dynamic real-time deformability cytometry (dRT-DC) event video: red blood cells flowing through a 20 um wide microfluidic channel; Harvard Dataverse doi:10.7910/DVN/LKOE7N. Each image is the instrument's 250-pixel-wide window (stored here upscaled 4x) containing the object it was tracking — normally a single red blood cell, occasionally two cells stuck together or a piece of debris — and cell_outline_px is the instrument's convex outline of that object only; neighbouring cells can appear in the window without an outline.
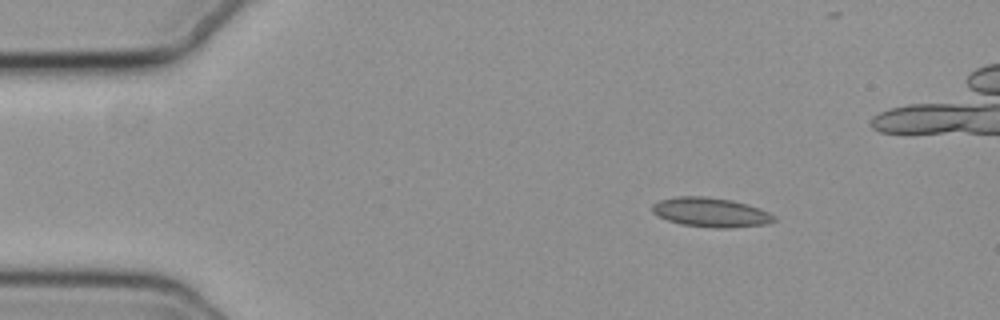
{"species": "common noctule bat (a hibernating species)", "species_latin": "Nyctalus noctula", "temperature_condition": "cold", "stored_images_in_passage": 49, "camera_frame_rate_fps": 3000, "um_per_image_px": 0.085, "animal": {"sex": "female", "body_mass_g": 19.3, "forearm_length_mm": 54.1}, "frame": {"image": 1, "passage_image": 8, "time_ms": 2.333, "image_size_px": [1000, 320], "cell_outline_px": [[776, 220], [768, 224], [732, 228], [712, 228], [680, 224], [668, 220], [652, 212], [652, 204], [660, 200], [676, 196], [704, 196], [732, 200], [760, 208], [776, 216]], "centroid_in_image_um": [60.44, 18.05], "position_along_channel_um": 24.6, "area_um2": 20.98}}
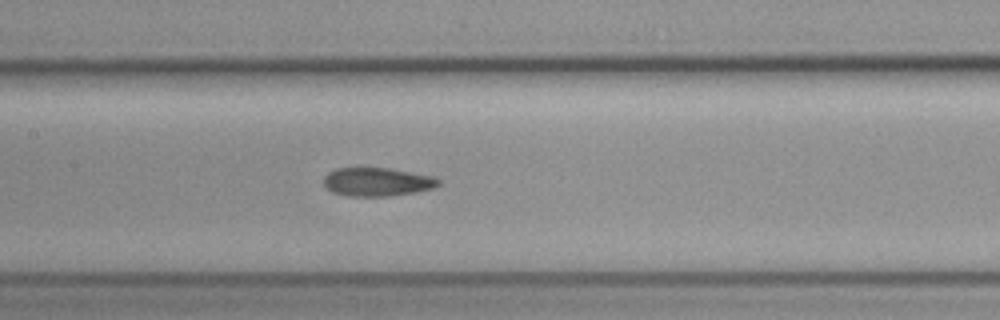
{"frame": {"image": 2, "passage_image": 26, "time_ms": 8.333, "image_size_px": [1000, 320], "cell_outline_px": [[440, 184], [432, 188], [416, 192], [388, 196], [348, 196], [332, 192], [324, 184], [324, 176], [328, 172], [336, 168], [388, 168], [432, 176], [440, 180]], "centroid_in_image_um": [32.04, 15.46], "position_along_channel_um": 175.4, "area_um2": 18.96}}
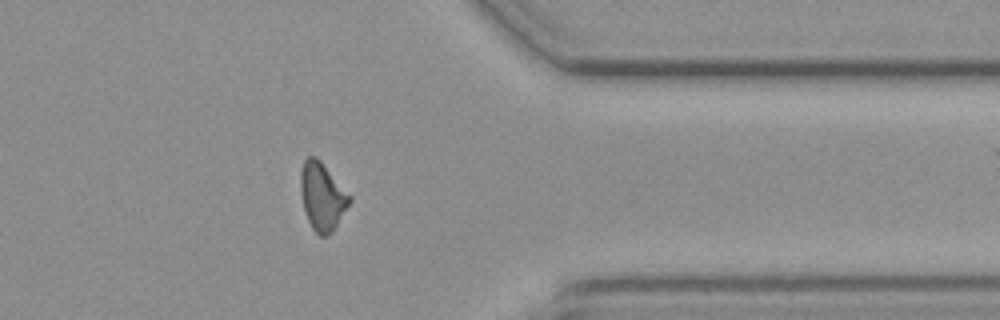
{"frame": {"image": 3, "passage_image": 44, "time_ms": 14.333, "image_size_px": [1000, 320], "cell_outline_px": [[352, 200], [332, 232], [324, 236], [320, 236], [312, 228], [308, 220], [304, 208], [300, 192], [300, 172], [304, 160], [308, 156], [316, 156], [320, 160], [352, 196]], "centroid_in_image_um": [27.39, 16.67], "position_along_channel_um": 384.0, "area_um2": 19.31}}